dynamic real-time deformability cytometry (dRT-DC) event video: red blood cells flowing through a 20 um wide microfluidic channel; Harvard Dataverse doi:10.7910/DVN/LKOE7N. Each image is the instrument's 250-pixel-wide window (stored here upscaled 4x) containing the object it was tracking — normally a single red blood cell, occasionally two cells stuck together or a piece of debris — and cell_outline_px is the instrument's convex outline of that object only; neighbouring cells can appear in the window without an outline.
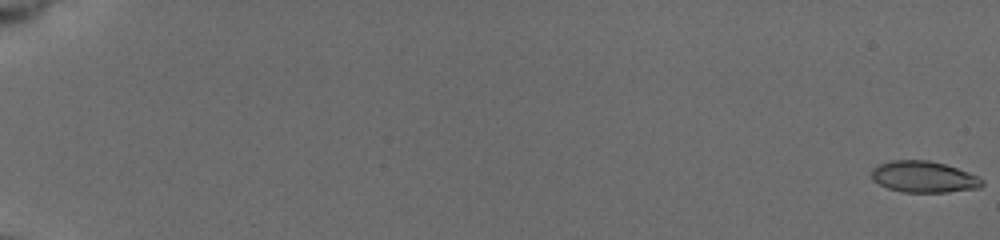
{"species": "common noctule bat (a hibernating species)", "species_latin": "Nyctalus noctula", "temperature_condition": "cold", "stored_images_in_passage": 46, "camera_frame_rate_fps": 3000, "um_per_image_px": 0.085, "animal": {"sex": "female", "body_mass_g": 19.5, "forearm_length_mm": 54.1}, "frame": {"image": 1, "passage_image": 1, "time_ms": 0.0, "image_size_px": [1000, 240], "cell_outline_px": [[984, 184], [980, 188], [948, 192], [904, 192], [888, 188], [872, 180], [872, 168], [880, 164], [892, 160], [928, 160], [944, 164], [980, 176], [984, 180]], "centroid_in_image_um": [78.55, 15.04], "position_along_channel_um": 6.4, "area_um2": 20.23}}
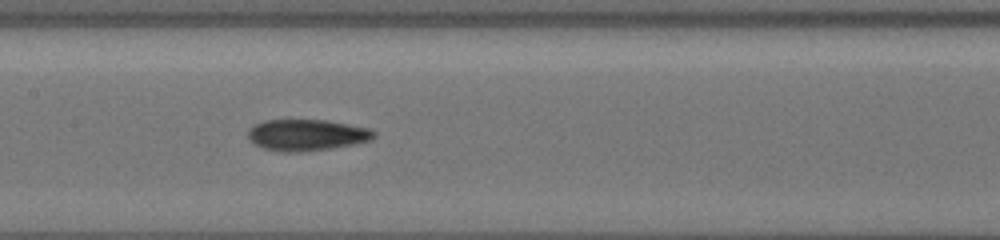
{"frame": {"image": 2, "passage_image": 21, "time_ms": 10.333, "image_size_px": [1000, 240], "cell_outline_px": [[376, 136], [372, 140], [332, 148], [296, 152], [280, 152], [264, 148], [248, 140], [248, 128], [252, 124], [264, 120], [324, 120], [368, 128], [376, 132]], "centroid_in_image_um": [26.03, 11.47], "position_along_channel_um": 181.4, "area_um2": 23.0}}
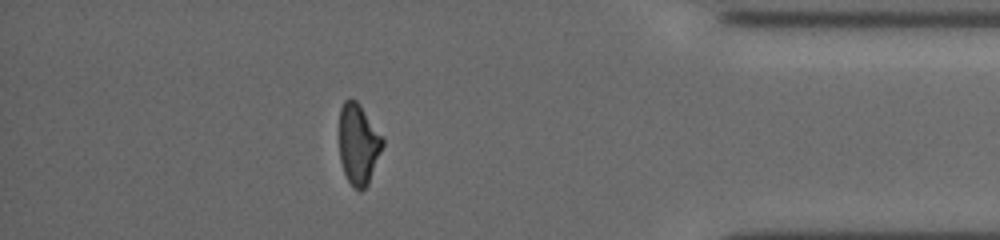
{"frame": {"image": 3, "passage_image": 40, "time_ms": 17.0, "image_size_px": [1000, 240], "cell_outline_px": [[384, 144], [368, 184], [360, 192], [352, 188], [344, 172], [340, 160], [340, 108], [344, 100], [352, 96], [360, 104], [384, 140]], "centroid_in_image_um": [30.45, 12.25], "position_along_channel_um": 404.7, "area_um2": 20.4}, "authors_computed_cell_mechanics": {"area_um2": 21.6461, "velocity_mm_per_s": 3.7744, "shape_relaxation_time_tau1_ms": 5.5626, "shape_relaxation_time_tau2_ms": 4.7197, "deformation_change_tau1": 0.1683, "deformation_change_tau2": 0.1099}}